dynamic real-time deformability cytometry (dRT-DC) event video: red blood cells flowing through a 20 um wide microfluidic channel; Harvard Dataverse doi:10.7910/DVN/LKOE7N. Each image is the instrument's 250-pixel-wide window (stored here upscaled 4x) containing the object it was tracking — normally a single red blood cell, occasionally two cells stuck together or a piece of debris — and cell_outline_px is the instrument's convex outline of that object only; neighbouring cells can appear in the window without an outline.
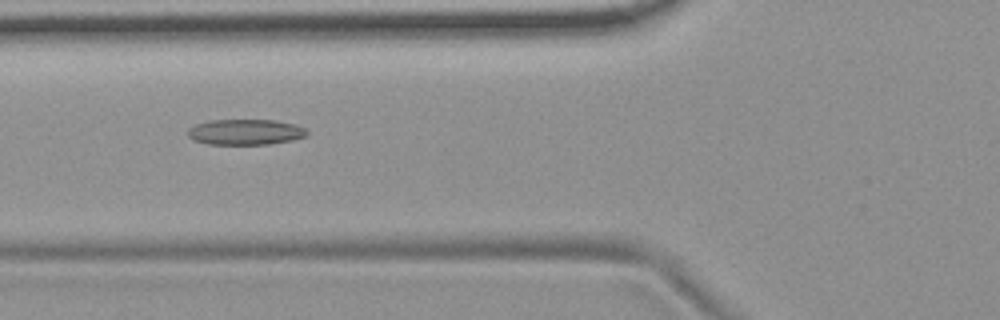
{"species": "common noctule bat (a hibernating species)", "species_latin": "Nyctalus noctula", "temperature_condition": "room temperature", "stored_images_in_passage": 56, "segment_of_instrument_passage": [1, 2], "camera_frame_rate_fps": 3000, "um_per_image_px": 0.085, "animal": {"sex": "female", "body_mass_g": 19.9}, "frame": {"image": 1, "passage_image": 21, "time_ms": 6.667, "image_size_px": [1000, 320], "cell_outline_px": [[308, 136], [292, 140], [268, 144], [208, 144], [192, 140], [188, 136], [188, 128], [196, 124], [208, 120], [276, 120], [296, 124], [304, 128], [308, 132]], "centroid_in_image_um": [20.86, 11.22], "position_along_channel_um": 104.9, "area_um2": 17.92}}
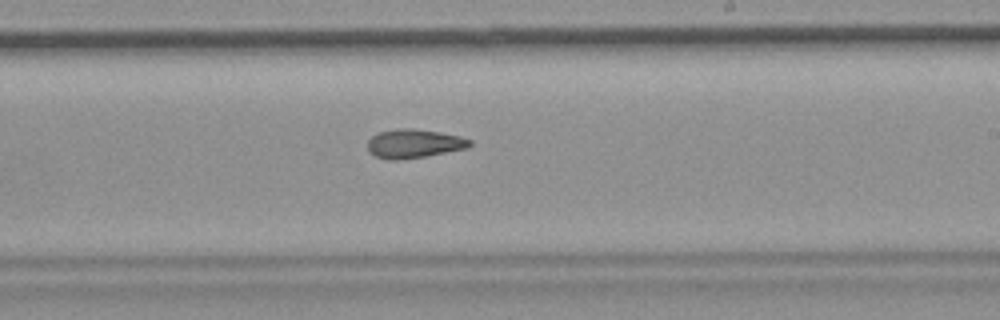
{"frame": {"image": 2, "passage_image": 33, "time_ms": 10.667, "image_size_px": [1000, 320], "cell_outline_px": [[472, 144], [468, 148], [424, 156], [396, 160], [388, 160], [376, 156], [368, 152], [368, 140], [376, 132], [396, 128], [412, 128], [440, 132], [460, 136], [472, 140]], "centroid_in_image_um": [35.17, 12.19], "position_along_channel_um": 253.8, "area_um2": 17.28}}
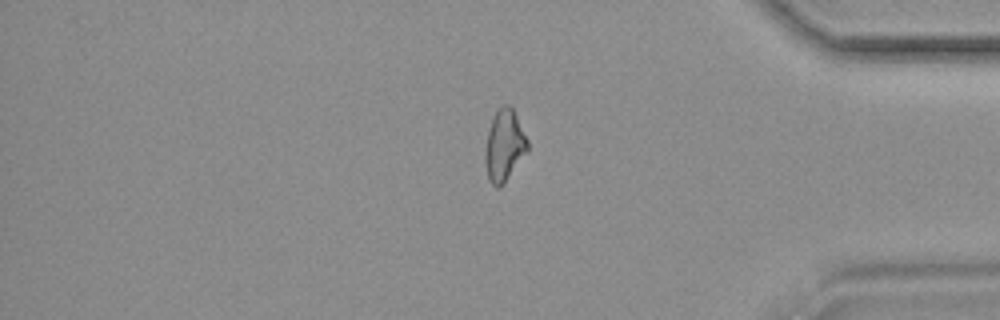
{"frame": {"image": 3, "passage_image": 46, "time_ms": 15.0, "image_size_px": [1000, 320], "cell_outline_px": [[528, 152], [500, 188], [496, 188], [488, 180], [484, 160], [484, 152], [488, 132], [492, 116], [504, 104], [508, 104], [512, 108], [528, 140]], "centroid_in_image_um": [42.85, 12.41], "position_along_channel_um": 392.3, "area_um2": 17.74}}